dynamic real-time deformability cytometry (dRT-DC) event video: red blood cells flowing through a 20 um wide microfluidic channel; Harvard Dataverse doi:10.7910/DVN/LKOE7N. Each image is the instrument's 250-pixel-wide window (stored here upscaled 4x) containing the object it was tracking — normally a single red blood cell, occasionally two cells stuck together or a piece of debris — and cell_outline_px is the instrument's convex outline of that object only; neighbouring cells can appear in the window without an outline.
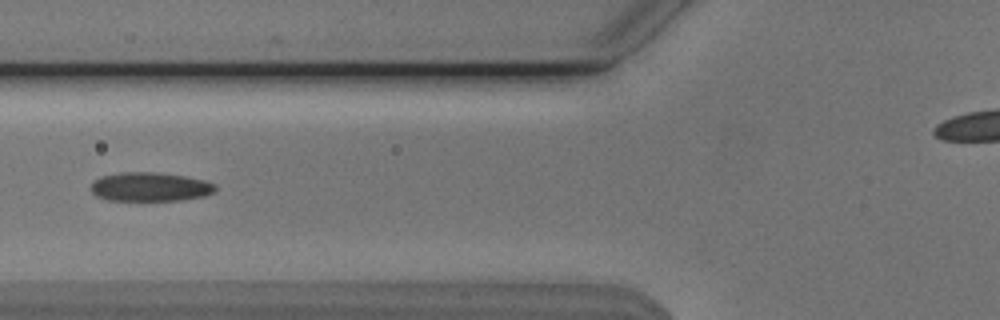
{"species": "Egyptian fruit bat (a non-hibernating species)", "species_latin": "Rousettus aegyptiacus", "temperature_condition": "cold", "stored_images_in_passage": 42, "camera_frame_rate_fps": 3000, "um_per_image_px": 0.085, "animal": {"sex": "male"}, "frame": {"image": 1, "passage_image": 9, "time_ms": 2.667, "image_size_px": [1000, 320], "cell_outline_px": [[216, 188], [212, 192], [204, 196], [180, 200], [108, 200], [96, 196], [92, 192], [92, 184], [100, 176], [120, 172], [152, 172], [184, 176], [204, 180], [216, 184]], "centroid_in_image_um": [12.75, 15.88], "position_along_channel_um": 113.1, "area_um2": 20.81}}
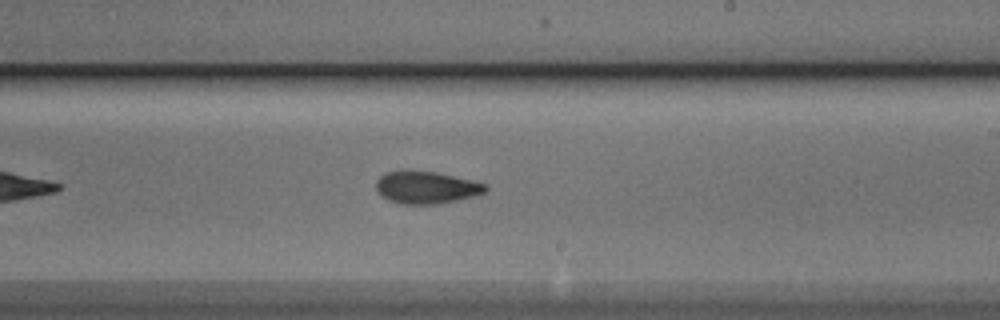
{"frame": {"image": 2, "passage_image": 20, "time_ms": 6.333, "image_size_px": [1000, 320], "cell_outline_px": [[488, 188], [484, 192], [476, 196], [460, 200], [436, 204], [400, 204], [388, 200], [376, 188], [376, 180], [384, 172], [400, 168], [408, 168], [436, 172], [472, 180], [488, 184]], "centroid_in_image_um": [36.22, 15.9], "position_along_channel_um": 252.8, "area_um2": 21.27}}
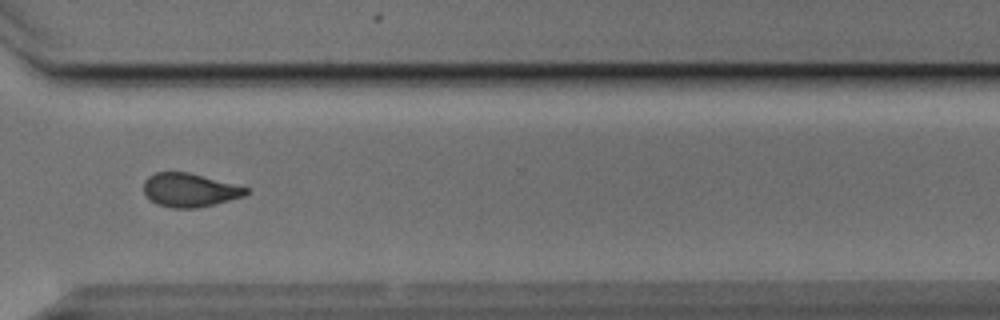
{"frame": {"image": 3, "passage_image": 28, "time_ms": 9.0, "image_size_px": [1000, 320], "cell_outline_px": [[248, 192], [244, 196], [196, 208], [172, 208], [156, 204], [144, 192], [144, 180], [148, 176], [156, 172], [188, 172], [248, 188]], "centroid_in_image_um": [16.08, 16.15], "position_along_channel_um": 354.5, "area_um2": 19.71}, "authors_computed_cell_mechanics": {"area_um2": 20.4034, "velocity_mm_per_s": 3.8101, "shape_relaxation_time_tau1_ms": 6.218, "shape_relaxation_time_tau2_ms": 3.9585, "deformation_change_tau1": 0.1639, "deformation_change_tau2": 0.0976}}